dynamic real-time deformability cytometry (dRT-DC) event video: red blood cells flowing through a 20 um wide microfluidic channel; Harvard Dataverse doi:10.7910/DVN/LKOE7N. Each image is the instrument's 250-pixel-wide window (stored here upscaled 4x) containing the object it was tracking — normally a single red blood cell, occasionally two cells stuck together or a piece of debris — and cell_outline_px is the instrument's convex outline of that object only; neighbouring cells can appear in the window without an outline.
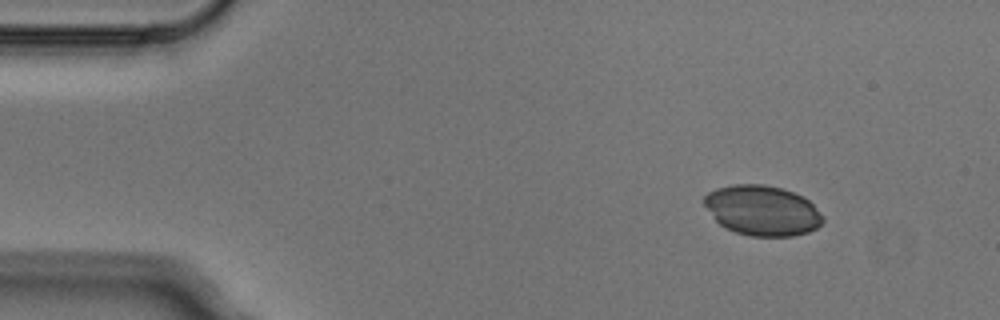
{"species": "Egyptian fruit bat (a non-hibernating species)", "species_latin": "Rousettus aegyptiacus", "temperature_condition": "cold", "stored_images_in_passage": 4, "segment_of_instrument_passage": [1, 2], "camera_frame_rate_fps": 3000, "um_per_image_px": 0.085, "animal": {"sex": "male"}, "frame": {"image": 1, "passage_image": 1, "time_ms": 0.0, "image_size_px": [1000, 320], "cell_outline_px": [[824, 220], [816, 228], [808, 232], [792, 236], [752, 236], [736, 232], [724, 228], [716, 220], [704, 204], [704, 196], [708, 192], [716, 188], [732, 184], [764, 184], [784, 188], [804, 196], [824, 216]], "centroid_in_image_um": [64.8, 17.88], "position_along_channel_um": 20.2, "area_um2": 34.8}}